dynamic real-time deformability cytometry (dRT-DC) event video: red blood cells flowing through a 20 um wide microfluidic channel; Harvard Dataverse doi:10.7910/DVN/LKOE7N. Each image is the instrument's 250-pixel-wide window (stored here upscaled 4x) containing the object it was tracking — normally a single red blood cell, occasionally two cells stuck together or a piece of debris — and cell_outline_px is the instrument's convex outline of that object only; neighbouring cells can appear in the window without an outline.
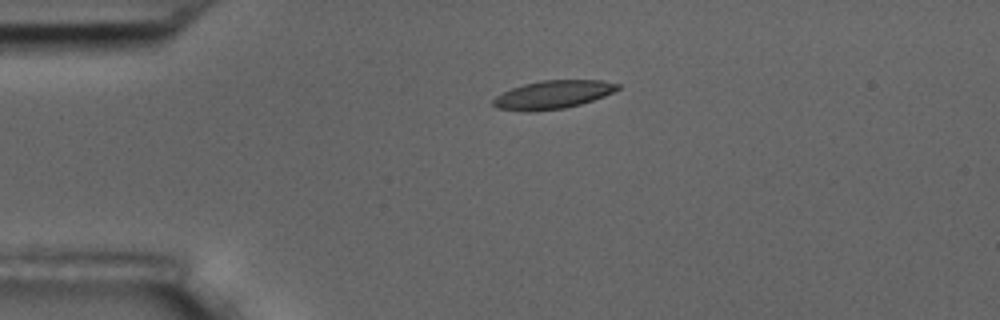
{"species": "common noctule bat (a hibernating species)", "species_latin": "Nyctalus noctula", "temperature_condition": "room temperature", "stored_images_in_passage": 5, "camera_frame_rate_fps": 3000, "um_per_image_px": 0.085, "animal": {"sex": "male", "body_mass_g": 17.5, "forearm_length_mm": 52.3}, "frame": {"image": 1, "passage_image": 4, "time_ms": 3.333, "image_size_px": [1000, 320], "cell_outline_px": [[620, 88], [604, 96], [580, 104], [564, 108], [532, 112], [528, 112], [496, 108], [492, 104], [492, 100], [496, 96], [512, 88], [524, 84], [544, 80], [600, 80], [620, 84]], "centroid_in_image_um": [46.97, 8.05], "position_along_channel_um": 38.0, "area_um2": 20.4}}